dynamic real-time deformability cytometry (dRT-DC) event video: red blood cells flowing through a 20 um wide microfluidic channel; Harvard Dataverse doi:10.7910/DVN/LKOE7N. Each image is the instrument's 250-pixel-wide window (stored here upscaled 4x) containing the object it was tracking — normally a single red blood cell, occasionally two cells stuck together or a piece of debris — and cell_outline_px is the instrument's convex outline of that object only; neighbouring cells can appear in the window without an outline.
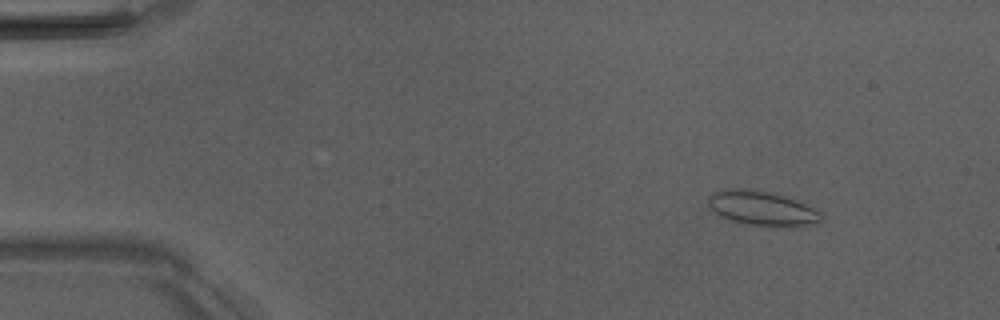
{"species": "Egyptian fruit bat (a non-hibernating species)", "species_latin": "Rousettus aegyptiacus", "temperature_condition": "room temperature", "stored_images_in_passage": 52, "camera_frame_rate_fps": 3000, "um_per_image_px": 0.085, "animal": {"sex": "male"}, "frame": {"image": 1, "passage_image": 7, "time_ms": 2.0, "image_size_px": [1000, 320], "cell_outline_px": [[824, 220], [816, 224], [800, 228], [768, 228], [748, 224], [732, 220], [720, 216], [708, 208], [708, 196], [712, 192], [740, 188], [768, 192], [784, 196], [796, 200], [820, 212]], "centroid_in_image_um": [64.82, 17.77], "position_along_channel_um": 20.2, "area_um2": 23.24}}
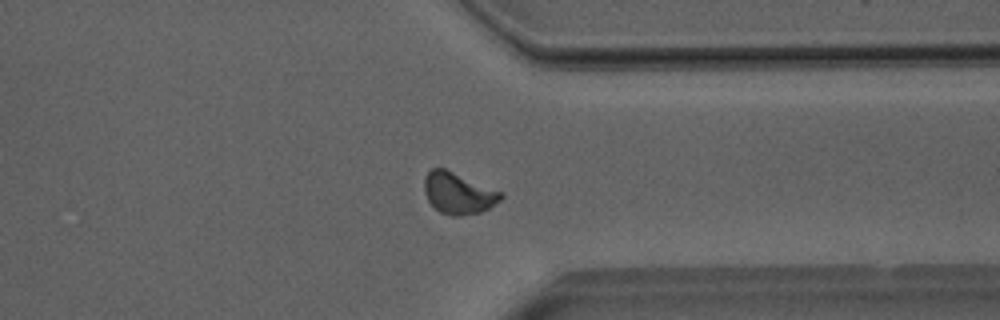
{"frame": {"image": 2, "passage_image": 41, "time_ms": 13.333, "image_size_px": [1000, 320], "cell_outline_px": [[504, 196], [500, 200], [488, 208], [480, 212], [460, 216], [452, 216], [440, 212], [428, 200], [424, 192], [424, 176], [432, 168], [444, 168], [504, 192]], "centroid_in_image_um": [38.96, 16.41], "position_along_channel_um": 372.4, "area_um2": 18.5}}
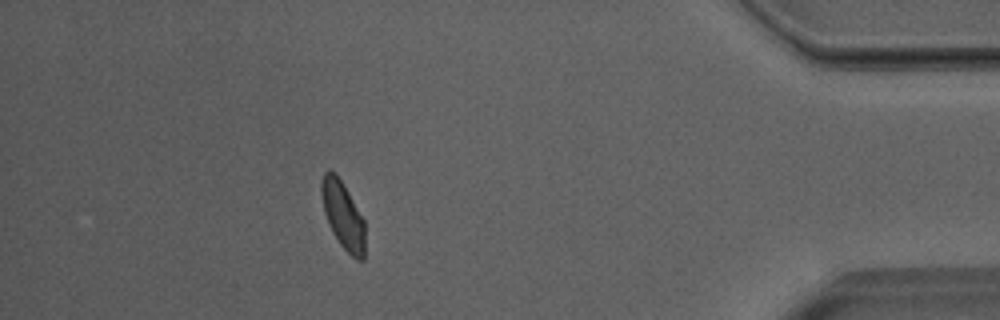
{"frame": {"image": 3, "passage_image": 47, "time_ms": 15.333, "image_size_px": [1000, 320], "cell_outline_px": [[364, 260], [356, 260], [340, 244], [332, 232], [328, 224], [324, 212], [320, 192], [320, 180], [324, 172], [328, 168], [336, 172], [364, 220]], "centroid_in_image_um": [29.11, 18.25], "position_along_channel_um": 406.1, "area_um2": 17.17}, "authors_computed_cell_mechanics": {"area_um2": 18.0336, "velocity_mm_per_s": 3.9786, "shape_relaxation_time_tau1_ms": null, "shape_relaxation_time_tau2_ms": 1.7414, "deformation_change_tau1": null, "deformation_change_tau2": 0.0533}}